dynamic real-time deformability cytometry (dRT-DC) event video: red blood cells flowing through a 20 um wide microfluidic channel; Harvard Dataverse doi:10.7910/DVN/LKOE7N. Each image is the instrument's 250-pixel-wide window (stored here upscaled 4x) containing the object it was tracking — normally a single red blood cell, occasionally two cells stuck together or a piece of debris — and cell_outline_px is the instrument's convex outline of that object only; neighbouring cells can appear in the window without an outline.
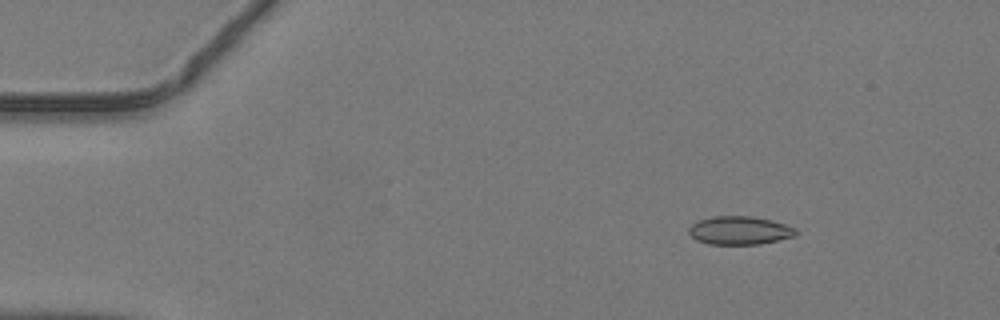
{"species": "common noctule bat (a hibernating species)", "species_latin": "Nyctalus noctula", "temperature_condition": "warm", "stored_images_in_passage": 46, "camera_frame_rate_fps": 3000, "um_per_image_px": 0.085, "animal": {"sex": "male", "body_mass_g": 19.2, "forearm_length_mm": 51.8}, "frame": {"image": 1, "passage_image": 6, "time_ms": 1.667, "image_size_px": [1000, 320], "cell_outline_px": [[796, 236], [760, 244], [708, 244], [696, 240], [688, 232], [688, 228], [692, 224], [700, 220], [712, 216], [752, 216], [772, 220], [796, 228]], "centroid_in_image_um": [62.86, 19.58], "position_along_channel_um": 22.1, "area_um2": 17.69}}
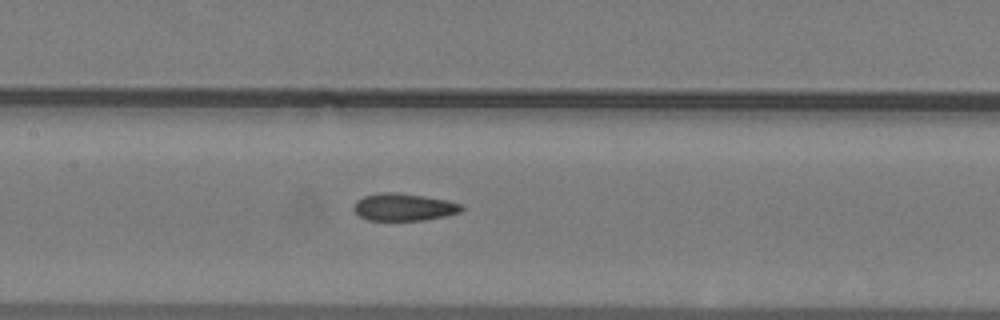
{"frame": {"image": 2, "passage_image": 22, "time_ms": 7.0, "image_size_px": [1000, 320], "cell_outline_px": [[464, 208], [460, 212], [444, 216], [424, 220], [368, 220], [360, 216], [352, 208], [356, 200], [364, 196], [380, 192], [400, 192], [448, 200], [460, 204]], "centroid_in_image_um": [34.3, 17.59], "position_along_channel_um": 173.1, "area_um2": 17.22}}
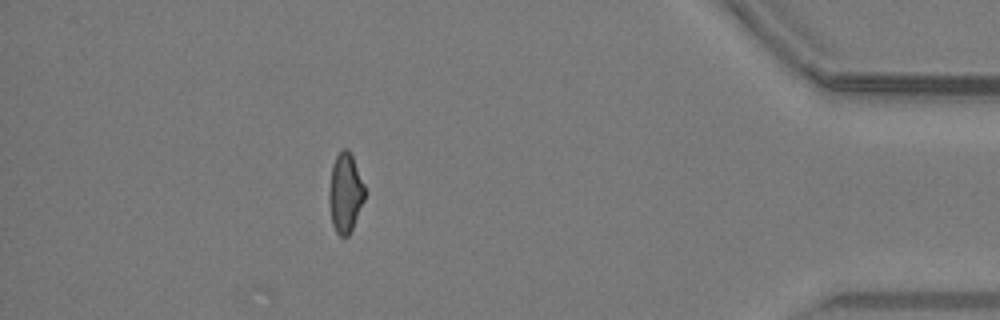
{"frame": {"image": 3, "passage_image": 41, "time_ms": 13.333, "image_size_px": [1000, 320], "cell_outline_px": [[364, 200], [352, 228], [348, 236], [340, 236], [336, 232], [332, 224], [328, 200], [328, 192], [332, 164], [336, 156], [344, 148], [348, 148], [352, 156], [364, 184]], "centroid_in_image_um": [29.32, 16.39], "position_along_channel_um": 405.9, "area_um2": 16.42}}